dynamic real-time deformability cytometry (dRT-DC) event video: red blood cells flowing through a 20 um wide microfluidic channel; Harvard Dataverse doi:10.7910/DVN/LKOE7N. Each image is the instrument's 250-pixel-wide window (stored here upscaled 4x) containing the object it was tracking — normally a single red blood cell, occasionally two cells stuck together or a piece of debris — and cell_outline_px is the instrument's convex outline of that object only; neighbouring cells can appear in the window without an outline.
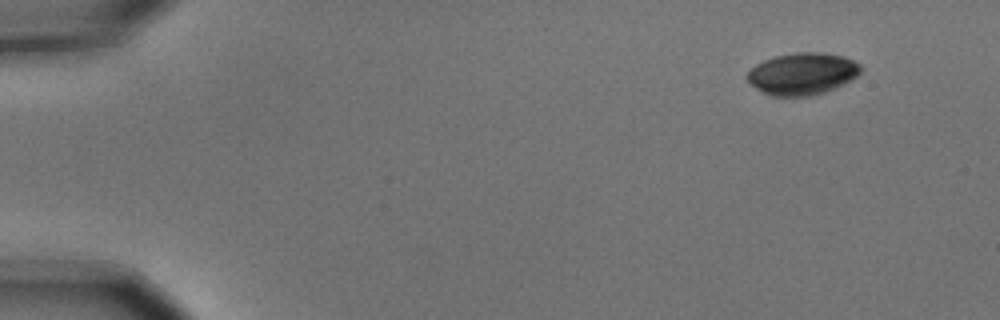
{"species": "common noctule bat (a hibernating species)", "species_latin": "Nyctalus noctula", "temperature_condition": "cold", "stored_images_in_passage": 5, "camera_frame_rate_fps": 3000, "um_per_image_px": 0.085, "animal": {"sex": "male", "body_mass_g": 15.6}, "frame": {"image": 1, "passage_image": 1, "time_ms": 0.0, "image_size_px": [1000, 320], "cell_outline_px": [[860, 72], [856, 76], [824, 92], [808, 96], [772, 96], [756, 88], [744, 76], [756, 64], [764, 60], [776, 56], [796, 52], [824, 52], [844, 56], [860, 64]], "centroid_in_image_um": [68.17, 6.25], "position_along_channel_um": 16.8, "area_um2": 27.4}}
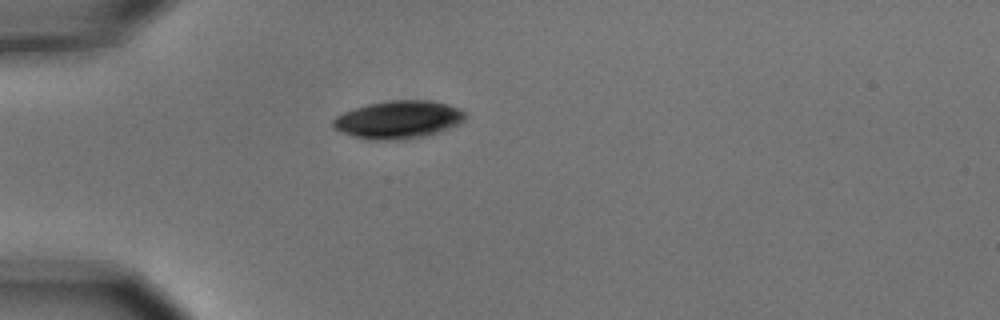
{"frame": {"image": 2, "passage_image": 4, "time_ms": 1.0, "image_size_px": [1000, 320], "cell_outline_px": [[468, 112], [464, 120], [448, 128], [424, 136], [404, 140], [368, 140], [332, 128], [332, 120], [336, 116], [344, 112], [368, 104], [388, 100], [432, 100], [448, 104], [460, 108]], "centroid_in_image_um": [33.88, 10.16], "position_along_channel_um": 51.1, "area_um2": 29.19}}